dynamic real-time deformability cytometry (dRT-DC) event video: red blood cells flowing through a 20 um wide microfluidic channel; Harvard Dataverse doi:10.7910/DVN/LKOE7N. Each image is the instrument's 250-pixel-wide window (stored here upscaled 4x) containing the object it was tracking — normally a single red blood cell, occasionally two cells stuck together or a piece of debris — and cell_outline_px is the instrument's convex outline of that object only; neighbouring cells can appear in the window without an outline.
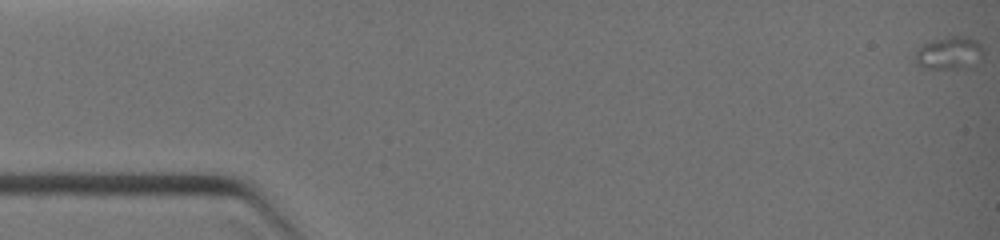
{"species": "common noctule bat (a hibernating species)", "species_latin": "Nyctalus noctula", "temperature_condition": "warm", "stored_images_in_passage": 10, "camera_frame_rate_fps": 3000, "um_per_image_px": 0.085, "animal": {"sex": "female", "body_mass_g": 19.0, "forearm_length_mm": 51.5}, "frame": {"image": 1, "passage_image": 1, "time_ms": 0.0, "image_size_px": [1000, 240], "cell_outline_px": [[984, 52], [976, 68], [924, 68], [916, 64], [916, 52], [924, 44], [932, 40], [952, 36], [968, 36], [976, 40], [984, 48]], "centroid_in_image_um": [80.78, 4.52], "position_along_channel_um": 4.2, "area_um2": 13.24}}
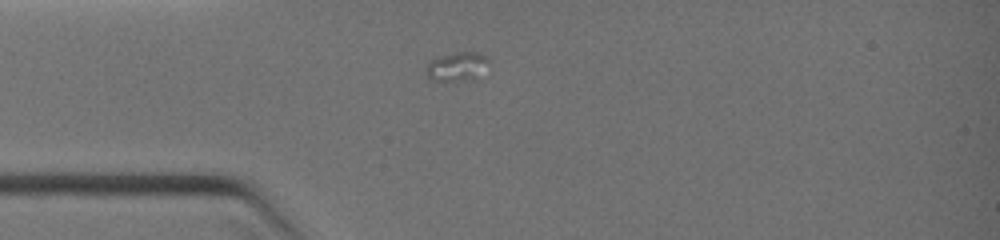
{"frame": {"image": 2, "passage_image": 6, "time_ms": 3.333, "image_size_px": [1000, 240], "cell_outline_px": [[488, 60], [480, 80], [432, 80], [428, 76], [428, 64], [436, 56], [456, 52], [476, 52], [488, 56]], "centroid_in_image_um": [38.91, 5.65], "position_along_channel_um": 46.1, "area_um2": 10.58}}